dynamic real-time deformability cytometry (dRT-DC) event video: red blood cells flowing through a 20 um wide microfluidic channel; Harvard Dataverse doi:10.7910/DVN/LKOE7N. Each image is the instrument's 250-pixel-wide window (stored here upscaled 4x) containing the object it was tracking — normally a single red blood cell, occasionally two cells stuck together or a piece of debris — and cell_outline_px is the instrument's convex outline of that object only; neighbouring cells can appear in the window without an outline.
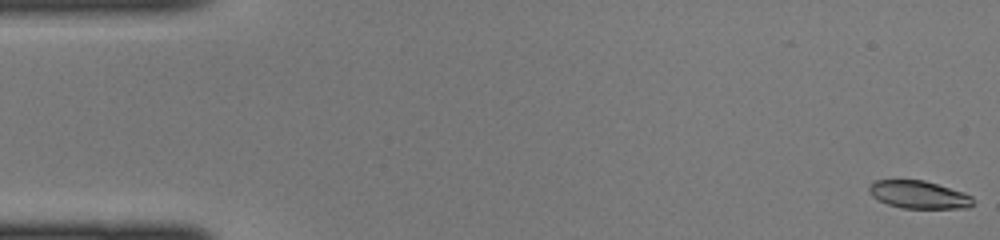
{"species": "common noctule bat (a hibernating species)", "species_latin": "Nyctalus noctula", "temperature_condition": "cold", "stored_images_in_passage": 45, "camera_frame_rate_fps": 3000, "um_per_image_px": 0.085, "animal": {"sex": "female", "body_mass_g": 22.0, "forearm_length_mm": 56.7}, "frame": {"image": 1, "passage_image": 1, "time_ms": 0.0, "image_size_px": [1000, 240], "cell_outline_px": [[976, 204], [968, 208], [900, 208], [888, 204], [872, 196], [868, 192], [868, 188], [876, 180], [924, 180], [964, 192], [972, 196]], "centroid_in_image_um": [78.14, 16.55], "position_along_channel_um": 6.9, "area_um2": 16.88}}
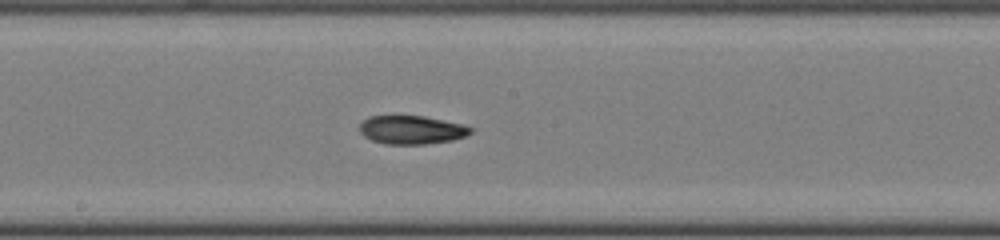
{"frame": {"image": 2, "passage_image": 24, "time_ms": 7.667, "image_size_px": [1000, 240], "cell_outline_px": [[472, 132], [464, 136], [452, 140], [424, 144], [384, 144], [372, 140], [364, 136], [360, 132], [360, 124], [368, 116], [424, 116], [460, 124], [472, 128]], "centroid_in_image_um": [34.95, 11.04], "position_along_channel_um": 213.3, "area_um2": 18.21}}
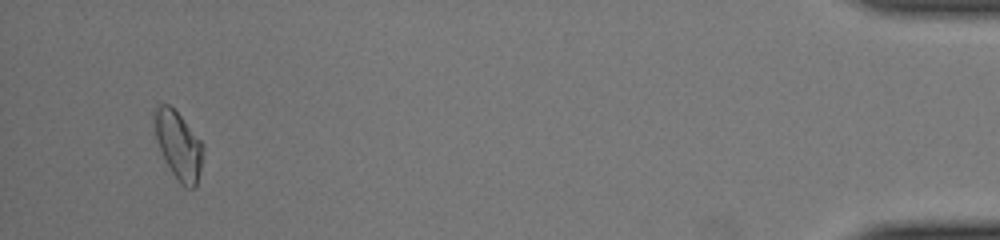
{"frame": {"image": 3, "passage_image": 43, "time_ms": 14.0, "image_size_px": [1000, 240], "cell_outline_px": [[204, 148], [200, 172], [196, 188], [184, 188], [180, 184], [172, 172], [160, 148], [156, 136], [152, 116], [156, 108], [160, 104], [168, 104], [180, 116], [204, 144]], "centroid_in_image_um": [15.19, 12.37], "position_along_channel_um": 420.0, "area_um2": 19.02}}